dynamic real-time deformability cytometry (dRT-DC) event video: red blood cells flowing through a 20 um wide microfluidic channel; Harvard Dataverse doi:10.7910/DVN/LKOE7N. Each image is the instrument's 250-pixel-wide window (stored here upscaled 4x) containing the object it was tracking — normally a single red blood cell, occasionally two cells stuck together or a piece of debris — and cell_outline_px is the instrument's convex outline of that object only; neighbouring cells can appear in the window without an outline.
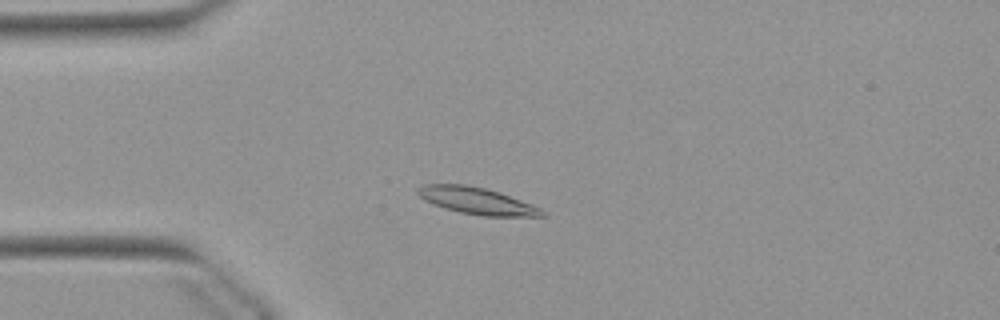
{"species": "Egyptian fruit bat (a non-hibernating species)", "species_latin": "Rousettus aegyptiacus", "temperature_condition": "warm", "stored_images_in_passage": 52, "camera_frame_rate_fps": 3000, "um_per_image_px": 0.085, "animal": {"sex": "female"}, "frame": {"image": 1, "passage_image": 13, "time_ms": 4.0, "image_size_px": [1000, 320], "cell_outline_px": [[548, 216], [484, 216], [460, 212], [444, 208], [432, 204], [424, 200], [416, 192], [416, 188], [424, 184], [468, 184], [500, 192], [532, 204], [540, 208]], "centroid_in_image_um": [40.51, 17.06], "position_along_channel_um": 44.5, "area_um2": 19.48}}
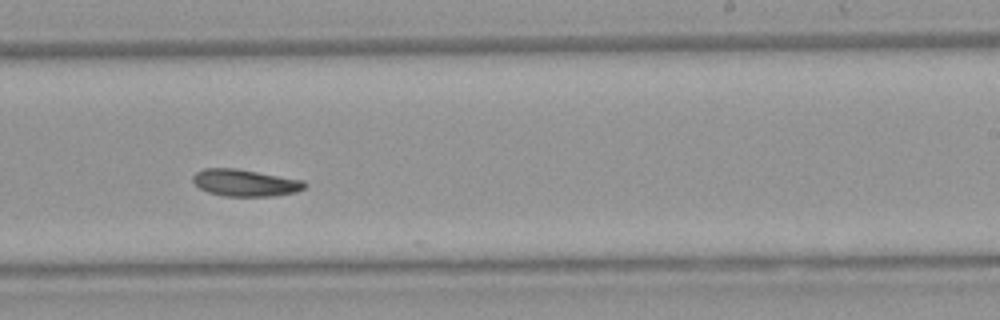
{"frame": {"image": 2, "passage_image": 32, "time_ms": 10.333, "image_size_px": [1000, 320], "cell_outline_px": [[308, 184], [304, 188], [296, 192], [276, 196], [224, 196], [208, 192], [200, 188], [192, 180], [192, 176], [196, 172], [204, 168], [236, 168], [304, 180]], "centroid_in_image_um": [20.85, 15.54], "position_along_channel_um": 268.1, "area_um2": 17.63}}
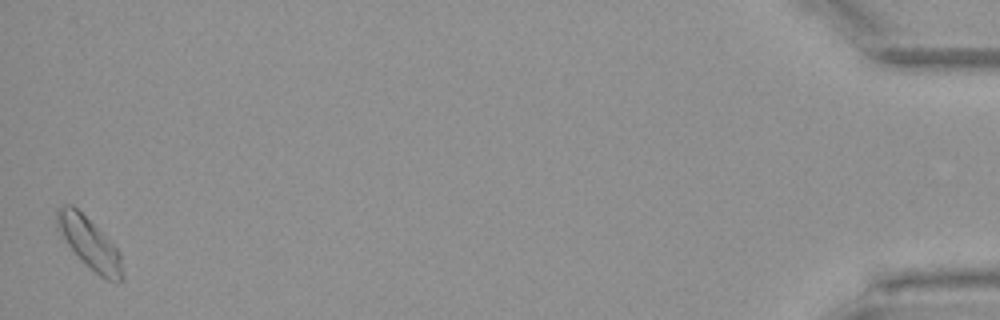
{"frame": {"image": 3, "passage_image": 52, "time_ms": 17.0, "image_size_px": [1000, 320], "cell_outline_px": [[124, 280], [108, 280], [100, 276], [68, 244], [56, 228], [56, 208], [64, 204], [72, 204], [120, 252], [124, 276]], "centroid_in_image_um": [7.58, 20.65], "position_along_channel_um": 427.6, "area_um2": 18.61}}